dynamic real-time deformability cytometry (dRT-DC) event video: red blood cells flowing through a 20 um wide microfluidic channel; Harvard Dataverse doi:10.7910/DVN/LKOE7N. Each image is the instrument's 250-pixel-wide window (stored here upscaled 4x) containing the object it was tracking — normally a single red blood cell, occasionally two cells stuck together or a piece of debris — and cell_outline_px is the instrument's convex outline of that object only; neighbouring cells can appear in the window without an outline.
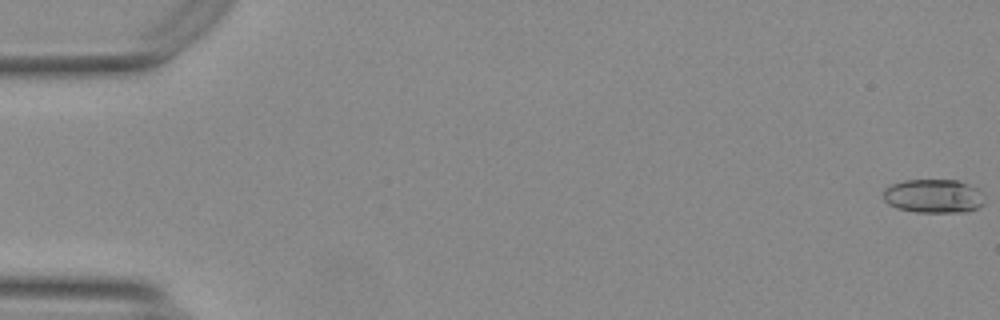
{"species": "Egyptian fruit bat (a non-hibernating species)", "species_latin": "Rousettus aegyptiacus", "temperature_condition": "warm", "stored_images_in_passage": 8, "camera_frame_rate_fps": 3000, "um_per_image_px": 0.085, "animal": {"sex": "female"}, "frame": {"image": 1, "passage_image": 1, "time_ms": 0.0, "image_size_px": [1000, 320], "cell_outline_px": [[984, 204], [980, 208], [964, 212], [916, 212], [896, 208], [888, 204], [884, 200], [884, 188], [892, 184], [904, 180], [960, 180], [976, 188], [984, 200]], "centroid_in_image_um": [79.34, 16.67], "position_along_channel_um": 5.7, "area_um2": 20.0}}